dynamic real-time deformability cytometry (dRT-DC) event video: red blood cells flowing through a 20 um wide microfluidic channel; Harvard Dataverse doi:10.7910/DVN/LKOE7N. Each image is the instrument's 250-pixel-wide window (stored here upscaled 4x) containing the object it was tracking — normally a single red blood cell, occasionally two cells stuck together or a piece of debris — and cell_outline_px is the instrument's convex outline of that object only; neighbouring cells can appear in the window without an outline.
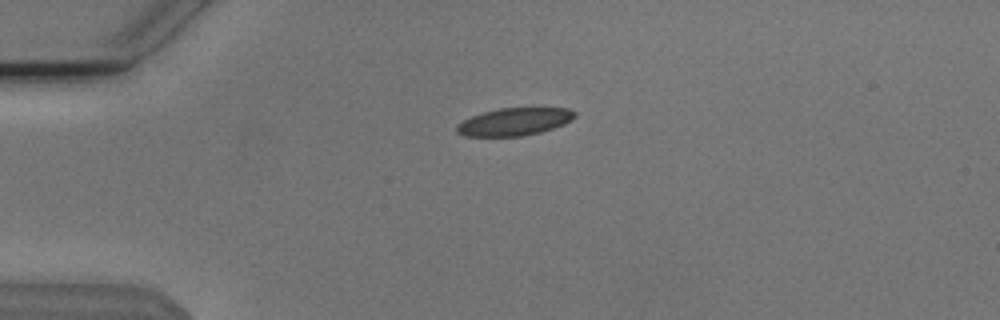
{"species": "Egyptian fruit bat (a non-hibernating species)", "species_latin": "Rousettus aegyptiacus", "temperature_condition": "cold", "stored_images_in_passage": 6, "camera_frame_rate_fps": 3000, "um_per_image_px": 0.085, "animal": {"sex": "male"}, "frame": {"image": 1, "passage_image": 6, "time_ms": 1.667, "image_size_px": [1000, 320], "cell_outline_px": [[576, 116], [572, 120], [564, 124], [540, 132], [520, 136], [464, 136], [456, 132], [456, 124], [472, 116], [484, 112], [500, 108], [568, 108], [576, 112]], "centroid_in_image_um": [43.72, 10.34], "position_along_channel_um": 41.3, "area_um2": 18.9}}